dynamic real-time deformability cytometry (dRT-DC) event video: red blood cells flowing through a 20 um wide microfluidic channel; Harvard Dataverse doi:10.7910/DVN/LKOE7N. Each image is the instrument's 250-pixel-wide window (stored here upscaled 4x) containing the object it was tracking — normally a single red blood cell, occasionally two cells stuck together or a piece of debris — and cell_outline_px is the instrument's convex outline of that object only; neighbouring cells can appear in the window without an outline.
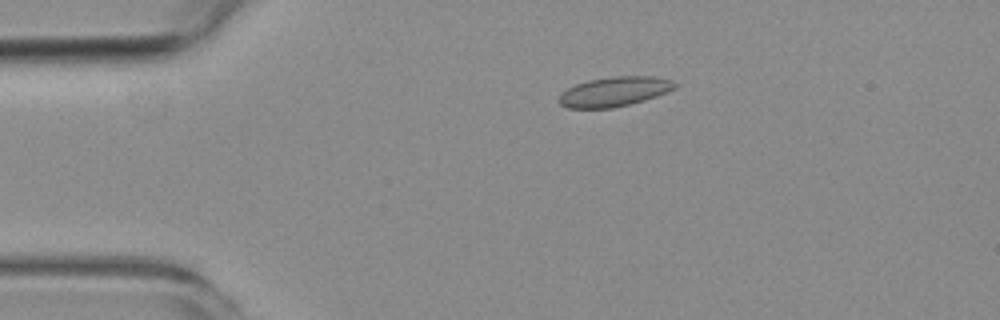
{"species": "common noctule bat (a hibernating species)", "species_latin": "Nyctalus noctula", "temperature_condition": "room temperature", "stored_images_in_passage": 5, "camera_frame_rate_fps": 3000, "um_per_image_px": 0.085, "animal": {"sex": "female", "body_mass_g": 19.3, "forearm_length_mm": 54.1}, "frame": {"image": 1, "passage_image": 2, "time_ms": 2.0, "image_size_px": [1000, 320], "cell_outline_px": [[676, 88], [656, 96], [644, 100], [612, 108], [568, 108], [560, 104], [556, 100], [568, 88], [576, 84], [588, 80], [612, 76], [652, 76], [672, 80], [676, 84]], "centroid_in_image_um": [52.21, 7.78], "position_along_channel_um": 32.8, "area_um2": 19.88}}
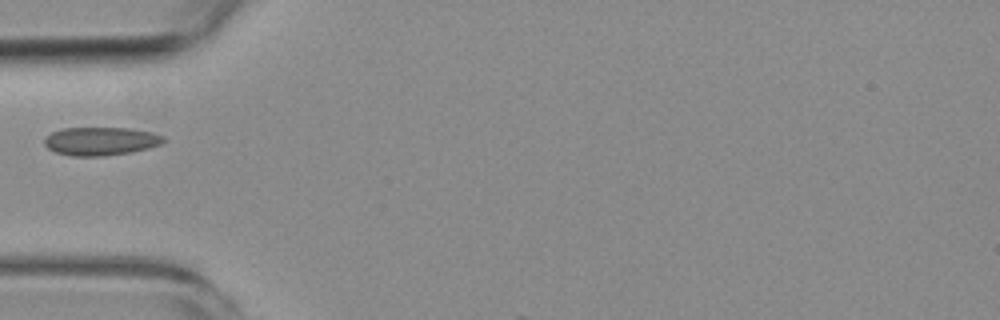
{"frame": {"image": 2, "passage_image": 4, "time_ms": 4.333, "image_size_px": [1000, 320], "cell_outline_px": [[168, 140], [160, 144], [148, 148], [132, 152], [104, 156], [72, 156], [56, 152], [48, 148], [44, 144], [44, 136], [52, 132], [64, 128], [132, 128], [152, 132], [164, 136]], "centroid_in_image_um": [8.58, 12.0], "position_along_channel_um": 76.4, "area_um2": 19.83}}